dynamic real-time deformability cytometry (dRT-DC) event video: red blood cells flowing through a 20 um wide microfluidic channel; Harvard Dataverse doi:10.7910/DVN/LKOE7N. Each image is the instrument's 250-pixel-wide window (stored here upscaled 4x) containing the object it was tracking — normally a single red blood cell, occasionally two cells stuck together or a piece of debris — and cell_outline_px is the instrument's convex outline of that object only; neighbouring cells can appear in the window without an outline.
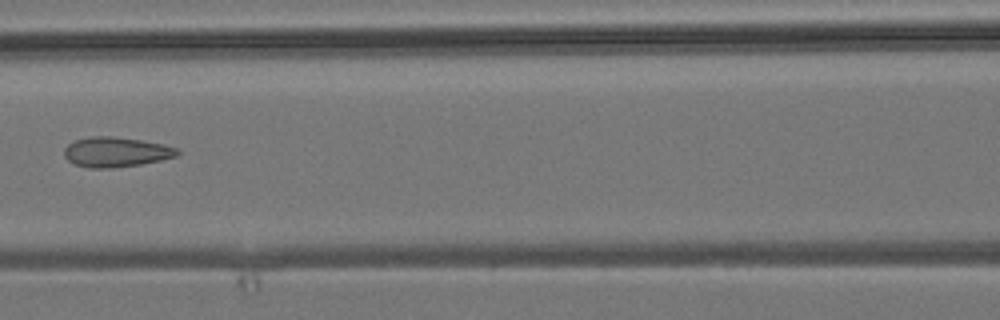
{"species": "common noctule bat (a hibernating species)", "species_latin": "Nyctalus noctula", "temperature_condition": "room temperature", "stored_images_in_passage": 7, "camera_frame_rate_fps": 3000, "um_per_image_px": 0.085, "animal": {"sex": "male", "body_mass_g": 19.2, "forearm_length_mm": 51.8}, "frame": {"image": 1, "passage_image": 7, "time_ms": 6.667, "image_size_px": [1000, 320], "cell_outline_px": [[180, 152], [176, 156], [160, 160], [140, 164], [112, 168], [88, 168], [76, 164], [68, 160], [64, 156], [64, 148], [68, 144], [76, 140], [92, 136], [112, 136], [140, 140], [164, 144], [176, 148]], "centroid_in_image_um": [9.84, 12.92], "position_along_channel_um": 156.8, "area_um2": 19.59}}